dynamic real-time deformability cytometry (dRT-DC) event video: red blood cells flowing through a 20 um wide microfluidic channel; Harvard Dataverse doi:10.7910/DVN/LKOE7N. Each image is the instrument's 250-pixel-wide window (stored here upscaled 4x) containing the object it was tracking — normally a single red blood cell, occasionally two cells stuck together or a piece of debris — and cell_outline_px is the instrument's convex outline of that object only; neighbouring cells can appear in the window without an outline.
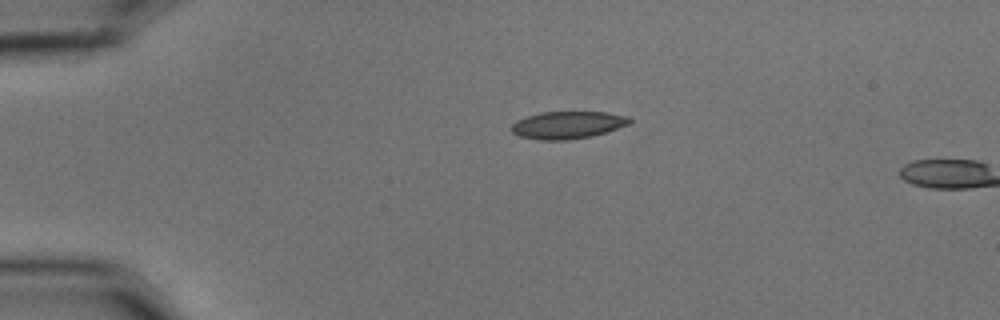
{"species": "common noctule bat (a hibernating species)", "species_latin": "Nyctalus noctula", "temperature_condition": "cold", "stored_images_in_passage": 2, "camera_frame_rate_fps": 3000, "um_per_image_px": 0.085, "animal": {"sex": "male", "body_mass_g": 15.6}, "frame": {"image": 1, "passage_image": 1, "time_ms": 0.0, "image_size_px": [1000, 320], "cell_outline_px": [[632, 120], [628, 124], [592, 136], [568, 140], [540, 140], [520, 136], [512, 132], [508, 128], [516, 120], [540, 112], [608, 112], [628, 116]], "centroid_in_image_um": [48.21, 10.62], "position_along_channel_um": 36.8, "area_um2": 18.84}}